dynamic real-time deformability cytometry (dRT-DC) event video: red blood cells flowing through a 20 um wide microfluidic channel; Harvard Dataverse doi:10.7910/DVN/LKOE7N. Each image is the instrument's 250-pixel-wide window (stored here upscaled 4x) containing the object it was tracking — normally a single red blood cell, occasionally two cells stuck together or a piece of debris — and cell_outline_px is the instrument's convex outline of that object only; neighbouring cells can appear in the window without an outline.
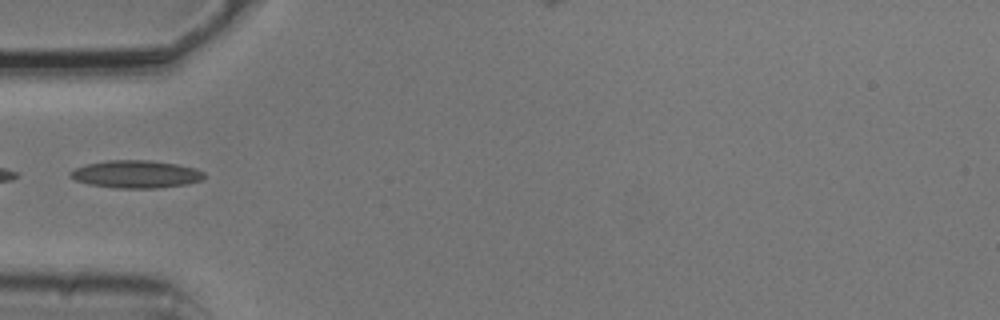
{"species": "common noctule bat (a hibernating species)", "species_latin": "Nyctalus noctula", "temperature_condition": "cold", "stored_images_in_passage": 4, "camera_frame_rate_fps": 3000, "um_per_image_px": 0.085, "animal": {"sex": "male", "body_mass_g": 20.5, "forearm_length_mm": 52.5}, "frame": {"image": 1, "passage_image": 4, "time_ms": 1.0, "image_size_px": [1000, 320], "cell_outline_px": [[204, 180], [188, 184], [160, 188], [116, 188], [88, 184], [76, 180], [68, 176], [68, 172], [76, 168], [88, 164], [108, 160], [148, 160], [176, 164], [196, 168], [204, 172]], "centroid_in_image_um": [11.58, 14.81], "position_along_channel_um": 73.4, "area_um2": 21.68}}